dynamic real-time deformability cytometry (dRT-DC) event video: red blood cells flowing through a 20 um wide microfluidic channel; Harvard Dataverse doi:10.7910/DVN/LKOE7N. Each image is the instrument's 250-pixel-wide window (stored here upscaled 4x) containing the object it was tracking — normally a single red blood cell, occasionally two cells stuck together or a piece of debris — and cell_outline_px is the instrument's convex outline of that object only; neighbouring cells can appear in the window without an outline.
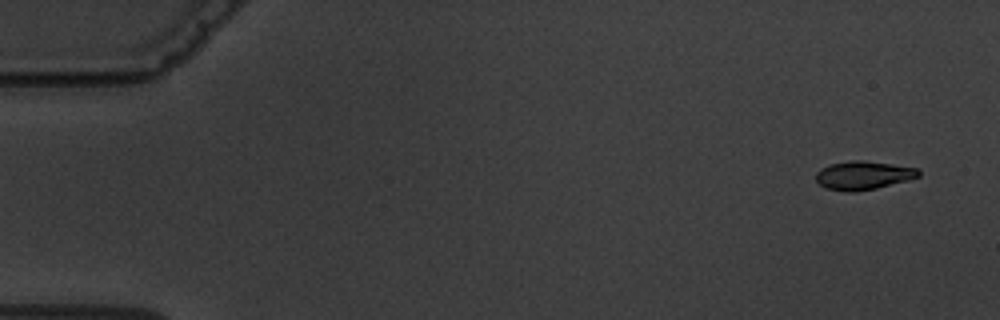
{"species": "common noctule bat (a hibernating species)", "species_latin": "Nyctalus noctula", "temperature_condition": "warm", "stored_images_in_passage": 4, "camera_frame_rate_fps": 3000, "um_per_image_px": 0.085, "animal": {"sex": "male", "body_mass_g": 19.5, "forearm_length_mm": 54.6}, "frame": {"image": 1, "passage_image": 1, "time_ms": 0.0, "image_size_px": [1000, 320], "cell_outline_px": [[920, 176], [908, 180], [876, 188], [856, 192], [844, 192], [824, 188], [816, 180], [816, 172], [820, 168], [828, 164], [852, 160], [864, 160], [920, 168]], "centroid_in_image_um": [73.36, 14.9], "position_along_channel_um": 11.6, "area_um2": 17.34}}